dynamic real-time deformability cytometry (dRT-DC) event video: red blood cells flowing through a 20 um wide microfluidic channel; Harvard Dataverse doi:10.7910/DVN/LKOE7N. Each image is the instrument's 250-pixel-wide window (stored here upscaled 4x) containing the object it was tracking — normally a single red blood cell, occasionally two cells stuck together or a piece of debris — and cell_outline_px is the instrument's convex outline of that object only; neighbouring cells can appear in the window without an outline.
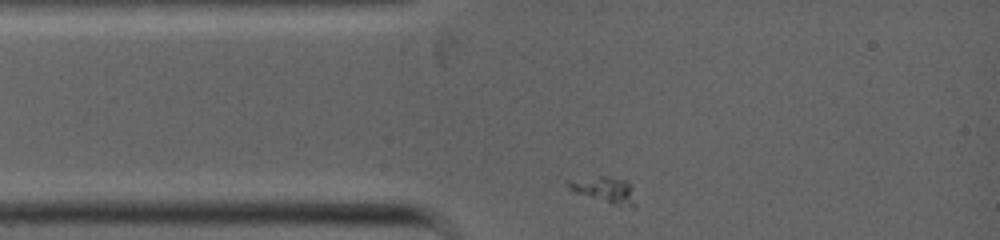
{"species": "common noctule bat (a hibernating species)", "species_latin": "Nyctalus noctula", "temperature_condition": "warm", "stored_images_in_passage": 33, "camera_frame_rate_fps": 5000, "um_per_image_px": 0.085, "animal": {"sex": "female", "body_mass_g": 19.0, "forearm_length_mm": 53.3}, "frame": {"image": 1, "passage_image": 1, "time_ms": 0.0, "image_size_px": [1000, 240], "cell_outline_px": [[636, 208], [620, 208], [572, 192], [568, 188], [568, 180], [600, 176], [608, 176], [624, 180], [632, 184], [636, 204]], "centroid_in_image_um": [51.46, 16.2], "position_along_channel_um": 33.5, "area_um2": 10.87}}
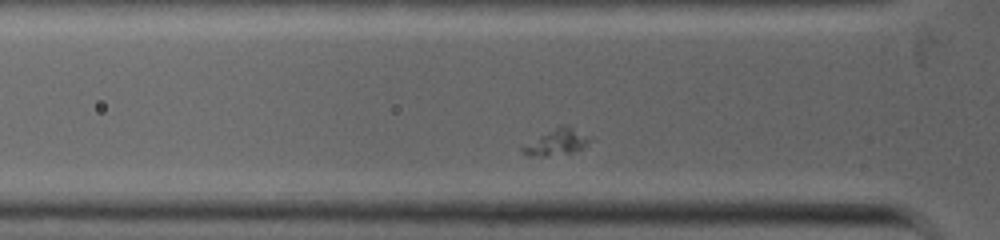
{"frame": {"image": 2, "passage_image": 5, "time_ms": 1.2, "image_size_px": [1000, 240], "cell_outline_px": [[592, 140], [580, 148], [572, 152], [544, 156], [528, 156], [520, 148], [560, 124], [568, 124], [592, 136]], "centroid_in_image_um": [47.39, 12.04], "position_along_channel_um": 78.4, "area_um2": 10.12}}